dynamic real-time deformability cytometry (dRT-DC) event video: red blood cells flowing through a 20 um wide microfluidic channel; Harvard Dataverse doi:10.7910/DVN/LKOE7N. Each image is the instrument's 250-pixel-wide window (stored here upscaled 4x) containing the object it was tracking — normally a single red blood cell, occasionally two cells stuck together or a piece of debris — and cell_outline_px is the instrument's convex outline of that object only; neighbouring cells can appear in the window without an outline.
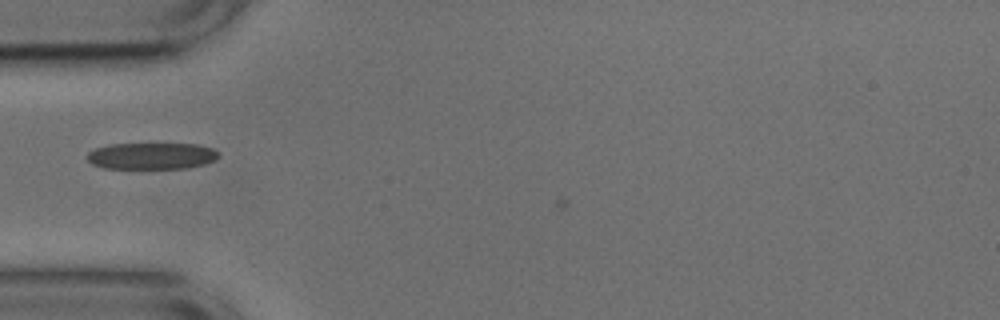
{"species": "common noctule bat (a hibernating species)", "species_latin": "Nyctalus noctula", "temperature_condition": "cold", "stored_images_in_passage": 6, "camera_frame_rate_fps": 3000, "um_per_image_px": 0.085, "animal": {"sex": "male", "body_mass_g": 17.9, "forearm_length_mm": 54.2}, "frame": {"image": 1, "passage_image": 3, "time_ms": 0.667, "image_size_px": [1000, 320], "cell_outline_px": [[220, 156], [216, 160], [204, 164], [184, 168], [104, 168], [92, 164], [88, 160], [88, 152], [96, 148], [108, 144], [196, 144], [212, 148], [220, 152]], "centroid_in_image_um": [12.91, 13.25], "position_along_channel_um": 72.1, "area_um2": 20.35}}